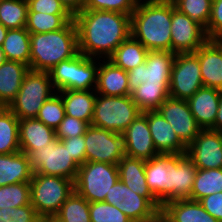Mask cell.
I'll use <instances>...</instances> for the list:
<instances>
[{
  "label": "cell",
  "instance_id": "38",
  "mask_svg": "<svg viewBox=\"0 0 222 222\" xmlns=\"http://www.w3.org/2000/svg\"><path fill=\"white\" fill-rule=\"evenodd\" d=\"M213 0H175V9L186 14L205 29L210 19Z\"/></svg>",
  "mask_w": 222,
  "mask_h": 222
},
{
  "label": "cell",
  "instance_id": "36",
  "mask_svg": "<svg viewBox=\"0 0 222 222\" xmlns=\"http://www.w3.org/2000/svg\"><path fill=\"white\" fill-rule=\"evenodd\" d=\"M54 218L59 222H91L89 202L74 190Z\"/></svg>",
  "mask_w": 222,
  "mask_h": 222
},
{
  "label": "cell",
  "instance_id": "19",
  "mask_svg": "<svg viewBox=\"0 0 222 222\" xmlns=\"http://www.w3.org/2000/svg\"><path fill=\"white\" fill-rule=\"evenodd\" d=\"M221 90L202 86L187 99L191 113L202 129L215 131V119L219 108Z\"/></svg>",
  "mask_w": 222,
  "mask_h": 222
},
{
  "label": "cell",
  "instance_id": "10",
  "mask_svg": "<svg viewBox=\"0 0 222 222\" xmlns=\"http://www.w3.org/2000/svg\"><path fill=\"white\" fill-rule=\"evenodd\" d=\"M85 137L86 162L117 165L125 156L122 134L90 125Z\"/></svg>",
  "mask_w": 222,
  "mask_h": 222
},
{
  "label": "cell",
  "instance_id": "30",
  "mask_svg": "<svg viewBox=\"0 0 222 222\" xmlns=\"http://www.w3.org/2000/svg\"><path fill=\"white\" fill-rule=\"evenodd\" d=\"M170 83H142L131 92L141 112L154 111L169 97Z\"/></svg>",
  "mask_w": 222,
  "mask_h": 222
},
{
  "label": "cell",
  "instance_id": "54",
  "mask_svg": "<svg viewBox=\"0 0 222 222\" xmlns=\"http://www.w3.org/2000/svg\"><path fill=\"white\" fill-rule=\"evenodd\" d=\"M222 50V36L212 39Z\"/></svg>",
  "mask_w": 222,
  "mask_h": 222
},
{
  "label": "cell",
  "instance_id": "46",
  "mask_svg": "<svg viewBox=\"0 0 222 222\" xmlns=\"http://www.w3.org/2000/svg\"><path fill=\"white\" fill-rule=\"evenodd\" d=\"M28 12L71 14L60 0H27Z\"/></svg>",
  "mask_w": 222,
  "mask_h": 222
},
{
  "label": "cell",
  "instance_id": "28",
  "mask_svg": "<svg viewBox=\"0 0 222 222\" xmlns=\"http://www.w3.org/2000/svg\"><path fill=\"white\" fill-rule=\"evenodd\" d=\"M146 182L154 197L165 204V185L168 178V154H159L145 161Z\"/></svg>",
  "mask_w": 222,
  "mask_h": 222
},
{
  "label": "cell",
  "instance_id": "17",
  "mask_svg": "<svg viewBox=\"0 0 222 222\" xmlns=\"http://www.w3.org/2000/svg\"><path fill=\"white\" fill-rule=\"evenodd\" d=\"M125 156L150 160L159 155L148 125L147 116L142 112L122 133Z\"/></svg>",
  "mask_w": 222,
  "mask_h": 222
},
{
  "label": "cell",
  "instance_id": "34",
  "mask_svg": "<svg viewBox=\"0 0 222 222\" xmlns=\"http://www.w3.org/2000/svg\"><path fill=\"white\" fill-rule=\"evenodd\" d=\"M222 192V168L197 169L191 195L188 199L200 201L214 193Z\"/></svg>",
  "mask_w": 222,
  "mask_h": 222
},
{
  "label": "cell",
  "instance_id": "9",
  "mask_svg": "<svg viewBox=\"0 0 222 222\" xmlns=\"http://www.w3.org/2000/svg\"><path fill=\"white\" fill-rule=\"evenodd\" d=\"M202 86L197 55L194 52L176 54L171 69L169 96L187 100Z\"/></svg>",
  "mask_w": 222,
  "mask_h": 222
},
{
  "label": "cell",
  "instance_id": "5",
  "mask_svg": "<svg viewBox=\"0 0 222 222\" xmlns=\"http://www.w3.org/2000/svg\"><path fill=\"white\" fill-rule=\"evenodd\" d=\"M140 113L131 95L105 96L96 93L91 125L122 134Z\"/></svg>",
  "mask_w": 222,
  "mask_h": 222
},
{
  "label": "cell",
  "instance_id": "48",
  "mask_svg": "<svg viewBox=\"0 0 222 222\" xmlns=\"http://www.w3.org/2000/svg\"><path fill=\"white\" fill-rule=\"evenodd\" d=\"M72 156V159L81 166L86 162L85 137L84 135L74 136L69 139L59 140Z\"/></svg>",
  "mask_w": 222,
  "mask_h": 222
},
{
  "label": "cell",
  "instance_id": "56",
  "mask_svg": "<svg viewBox=\"0 0 222 222\" xmlns=\"http://www.w3.org/2000/svg\"><path fill=\"white\" fill-rule=\"evenodd\" d=\"M145 222H161V211L157 217L153 218L152 220L145 221Z\"/></svg>",
  "mask_w": 222,
  "mask_h": 222
},
{
  "label": "cell",
  "instance_id": "53",
  "mask_svg": "<svg viewBox=\"0 0 222 222\" xmlns=\"http://www.w3.org/2000/svg\"><path fill=\"white\" fill-rule=\"evenodd\" d=\"M6 60H7V59H6V57H5L3 48H2V46H0V65L3 64Z\"/></svg>",
  "mask_w": 222,
  "mask_h": 222
},
{
  "label": "cell",
  "instance_id": "1",
  "mask_svg": "<svg viewBox=\"0 0 222 222\" xmlns=\"http://www.w3.org/2000/svg\"><path fill=\"white\" fill-rule=\"evenodd\" d=\"M79 53L95 59H109L131 36V16L105 10L83 9L73 18Z\"/></svg>",
  "mask_w": 222,
  "mask_h": 222
},
{
  "label": "cell",
  "instance_id": "45",
  "mask_svg": "<svg viewBox=\"0 0 222 222\" xmlns=\"http://www.w3.org/2000/svg\"><path fill=\"white\" fill-rule=\"evenodd\" d=\"M89 126L90 124L88 122L65 115L59 127L55 130L56 138L62 140L84 135Z\"/></svg>",
  "mask_w": 222,
  "mask_h": 222
},
{
  "label": "cell",
  "instance_id": "52",
  "mask_svg": "<svg viewBox=\"0 0 222 222\" xmlns=\"http://www.w3.org/2000/svg\"><path fill=\"white\" fill-rule=\"evenodd\" d=\"M8 29L5 28L1 23H0V46L3 45L6 33H7Z\"/></svg>",
  "mask_w": 222,
  "mask_h": 222
},
{
  "label": "cell",
  "instance_id": "18",
  "mask_svg": "<svg viewBox=\"0 0 222 222\" xmlns=\"http://www.w3.org/2000/svg\"><path fill=\"white\" fill-rule=\"evenodd\" d=\"M147 116L151 137L159 154H185L187 146L179 139L169 122L157 111L143 112Z\"/></svg>",
  "mask_w": 222,
  "mask_h": 222
},
{
  "label": "cell",
  "instance_id": "16",
  "mask_svg": "<svg viewBox=\"0 0 222 222\" xmlns=\"http://www.w3.org/2000/svg\"><path fill=\"white\" fill-rule=\"evenodd\" d=\"M157 111L169 122L179 139L188 146L202 128L197 124L185 99L168 97Z\"/></svg>",
  "mask_w": 222,
  "mask_h": 222
},
{
  "label": "cell",
  "instance_id": "24",
  "mask_svg": "<svg viewBox=\"0 0 222 222\" xmlns=\"http://www.w3.org/2000/svg\"><path fill=\"white\" fill-rule=\"evenodd\" d=\"M161 212L171 222H219L199 201L175 199L162 205Z\"/></svg>",
  "mask_w": 222,
  "mask_h": 222
},
{
  "label": "cell",
  "instance_id": "49",
  "mask_svg": "<svg viewBox=\"0 0 222 222\" xmlns=\"http://www.w3.org/2000/svg\"><path fill=\"white\" fill-rule=\"evenodd\" d=\"M199 202L208 213L219 222H222V192L206 196Z\"/></svg>",
  "mask_w": 222,
  "mask_h": 222
},
{
  "label": "cell",
  "instance_id": "32",
  "mask_svg": "<svg viewBox=\"0 0 222 222\" xmlns=\"http://www.w3.org/2000/svg\"><path fill=\"white\" fill-rule=\"evenodd\" d=\"M99 59L78 53L74 57L73 90H95Z\"/></svg>",
  "mask_w": 222,
  "mask_h": 222
},
{
  "label": "cell",
  "instance_id": "58",
  "mask_svg": "<svg viewBox=\"0 0 222 222\" xmlns=\"http://www.w3.org/2000/svg\"><path fill=\"white\" fill-rule=\"evenodd\" d=\"M156 1H161V2H174L175 0H156Z\"/></svg>",
  "mask_w": 222,
  "mask_h": 222
},
{
  "label": "cell",
  "instance_id": "3",
  "mask_svg": "<svg viewBox=\"0 0 222 222\" xmlns=\"http://www.w3.org/2000/svg\"><path fill=\"white\" fill-rule=\"evenodd\" d=\"M79 53L74 20L63 28L46 33L30 34V70L48 72L58 63Z\"/></svg>",
  "mask_w": 222,
  "mask_h": 222
},
{
  "label": "cell",
  "instance_id": "55",
  "mask_svg": "<svg viewBox=\"0 0 222 222\" xmlns=\"http://www.w3.org/2000/svg\"><path fill=\"white\" fill-rule=\"evenodd\" d=\"M41 222H59L54 217L43 218Z\"/></svg>",
  "mask_w": 222,
  "mask_h": 222
},
{
  "label": "cell",
  "instance_id": "42",
  "mask_svg": "<svg viewBox=\"0 0 222 222\" xmlns=\"http://www.w3.org/2000/svg\"><path fill=\"white\" fill-rule=\"evenodd\" d=\"M48 73L56 92L73 90L74 57L58 63Z\"/></svg>",
  "mask_w": 222,
  "mask_h": 222
},
{
  "label": "cell",
  "instance_id": "37",
  "mask_svg": "<svg viewBox=\"0 0 222 222\" xmlns=\"http://www.w3.org/2000/svg\"><path fill=\"white\" fill-rule=\"evenodd\" d=\"M27 0H0V23L7 29L26 27Z\"/></svg>",
  "mask_w": 222,
  "mask_h": 222
},
{
  "label": "cell",
  "instance_id": "15",
  "mask_svg": "<svg viewBox=\"0 0 222 222\" xmlns=\"http://www.w3.org/2000/svg\"><path fill=\"white\" fill-rule=\"evenodd\" d=\"M186 155L197 169L222 168V132L202 129L187 146Z\"/></svg>",
  "mask_w": 222,
  "mask_h": 222
},
{
  "label": "cell",
  "instance_id": "57",
  "mask_svg": "<svg viewBox=\"0 0 222 222\" xmlns=\"http://www.w3.org/2000/svg\"><path fill=\"white\" fill-rule=\"evenodd\" d=\"M161 222H171V221L161 212Z\"/></svg>",
  "mask_w": 222,
  "mask_h": 222
},
{
  "label": "cell",
  "instance_id": "26",
  "mask_svg": "<svg viewBox=\"0 0 222 222\" xmlns=\"http://www.w3.org/2000/svg\"><path fill=\"white\" fill-rule=\"evenodd\" d=\"M30 67L17 61L6 60L0 65V104L8 107L18 94Z\"/></svg>",
  "mask_w": 222,
  "mask_h": 222
},
{
  "label": "cell",
  "instance_id": "4",
  "mask_svg": "<svg viewBox=\"0 0 222 222\" xmlns=\"http://www.w3.org/2000/svg\"><path fill=\"white\" fill-rule=\"evenodd\" d=\"M29 184L31 205L42 219L54 217L74 191V181L53 175L33 174Z\"/></svg>",
  "mask_w": 222,
  "mask_h": 222
},
{
  "label": "cell",
  "instance_id": "35",
  "mask_svg": "<svg viewBox=\"0 0 222 222\" xmlns=\"http://www.w3.org/2000/svg\"><path fill=\"white\" fill-rule=\"evenodd\" d=\"M72 14H46L40 12H27L26 29L30 34L57 31L68 22L73 21Z\"/></svg>",
  "mask_w": 222,
  "mask_h": 222
},
{
  "label": "cell",
  "instance_id": "25",
  "mask_svg": "<svg viewBox=\"0 0 222 222\" xmlns=\"http://www.w3.org/2000/svg\"><path fill=\"white\" fill-rule=\"evenodd\" d=\"M33 171L29 156L21 151L0 154V187L14 183H30Z\"/></svg>",
  "mask_w": 222,
  "mask_h": 222
},
{
  "label": "cell",
  "instance_id": "27",
  "mask_svg": "<svg viewBox=\"0 0 222 222\" xmlns=\"http://www.w3.org/2000/svg\"><path fill=\"white\" fill-rule=\"evenodd\" d=\"M58 93L61 95L66 115L91 125L96 99L95 90H64Z\"/></svg>",
  "mask_w": 222,
  "mask_h": 222
},
{
  "label": "cell",
  "instance_id": "40",
  "mask_svg": "<svg viewBox=\"0 0 222 222\" xmlns=\"http://www.w3.org/2000/svg\"><path fill=\"white\" fill-rule=\"evenodd\" d=\"M65 115V108L61 95L56 92L44 102L36 118L48 127L56 130Z\"/></svg>",
  "mask_w": 222,
  "mask_h": 222
},
{
  "label": "cell",
  "instance_id": "8",
  "mask_svg": "<svg viewBox=\"0 0 222 222\" xmlns=\"http://www.w3.org/2000/svg\"><path fill=\"white\" fill-rule=\"evenodd\" d=\"M28 156L33 174L59 176L72 181L77 177L79 165L58 138Z\"/></svg>",
  "mask_w": 222,
  "mask_h": 222
},
{
  "label": "cell",
  "instance_id": "47",
  "mask_svg": "<svg viewBox=\"0 0 222 222\" xmlns=\"http://www.w3.org/2000/svg\"><path fill=\"white\" fill-rule=\"evenodd\" d=\"M208 39L222 36V0H213L211 15L205 29Z\"/></svg>",
  "mask_w": 222,
  "mask_h": 222
},
{
  "label": "cell",
  "instance_id": "12",
  "mask_svg": "<svg viewBox=\"0 0 222 222\" xmlns=\"http://www.w3.org/2000/svg\"><path fill=\"white\" fill-rule=\"evenodd\" d=\"M175 56L167 51H148L145 63L127 72L129 91H134L145 82L170 83Z\"/></svg>",
  "mask_w": 222,
  "mask_h": 222
},
{
  "label": "cell",
  "instance_id": "21",
  "mask_svg": "<svg viewBox=\"0 0 222 222\" xmlns=\"http://www.w3.org/2000/svg\"><path fill=\"white\" fill-rule=\"evenodd\" d=\"M200 63L203 86L222 91V50L208 39L194 52Z\"/></svg>",
  "mask_w": 222,
  "mask_h": 222
},
{
  "label": "cell",
  "instance_id": "13",
  "mask_svg": "<svg viewBox=\"0 0 222 222\" xmlns=\"http://www.w3.org/2000/svg\"><path fill=\"white\" fill-rule=\"evenodd\" d=\"M170 27L171 52L174 54L195 52L208 40L205 28L175 9L173 2Z\"/></svg>",
  "mask_w": 222,
  "mask_h": 222
},
{
  "label": "cell",
  "instance_id": "6",
  "mask_svg": "<svg viewBox=\"0 0 222 222\" xmlns=\"http://www.w3.org/2000/svg\"><path fill=\"white\" fill-rule=\"evenodd\" d=\"M55 93L48 72L29 70L8 108L19 120L36 118L44 102Z\"/></svg>",
  "mask_w": 222,
  "mask_h": 222
},
{
  "label": "cell",
  "instance_id": "51",
  "mask_svg": "<svg viewBox=\"0 0 222 222\" xmlns=\"http://www.w3.org/2000/svg\"><path fill=\"white\" fill-rule=\"evenodd\" d=\"M215 131L222 132V92L219 100V108L215 119Z\"/></svg>",
  "mask_w": 222,
  "mask_h": 222
},
{
  "label": "cell",
  "instance_id": "43",
  "mask_svg": "<svg viewBox=\"0 0 222 222\" xmlns=\"http://www.w3.org/2000/svg\"><path fill=\"white\" fill-rule=\"evenodd\" d=\"M139 0H85L83 9L105 10L131 16Z\"/></svg>",
  "mask_w": 222,
  "mask_h": 222
},
{
  "label": "cell",
  "instance_id": "44",
  "mask_svg": "<svg viewBox=\"0 0 222 222\" xmlns=\"http://www.w3.org/2000/svg\"><path fill=\"white\" fill-rule=\"evenodd\" d=\"M31 204L15 208H0V222H41Z\"/></svg>",
  "mask_w": 222,
  "mask_h": 222
},
{
  "label": "cell",
  "instance_id": "2",
  "mask_svg": "<svg viewBox=\"0 0 222 222\" xmlns=\"http://www.w3.org/2000/svg\"><path fill=\"white\" fill-rule=\"evenodd\" d=\"M172 2L139 0L131 14V36L148 51L171 52Z\"/></svg>",
  "mask_w": 222,
  "mask_h": 222
},
{
  "label": "cell",
  "instance_id": "23",
  "mask_svg": "<svg viewBox=\"0 0 222 222\" xmlns=\"http://www.w3.org/2000/svg\"><path fill=\"white\" fill-rule=\"evenodd\" d=\"M18 135L20 151L27 155L47 146L56 138L55 130L37 118L19 120Z\"/></svg>",
  "mask_w": 222,
  "mask_h": 222
},
{
  "label": "cell",
  "instance_id": "41",
  "mask_svg": "<svg viewBox=\"0 0 222 222\" xmlns=\"http://www.w3.org/2000/svg\"><path fill=\"white\" fill-rule=\"evenodd\" d=\"M91 222H133L121 210L104 201L89 203Z\"/></svg>",
  "mask_w": 222,
  "mask_h": 222
},
{
  "label": "cell",
  "instance_id": "11",
  "mask_svg": "<svg viewBox=\"0 0 222 222\" xmlns=\"http://www.w3.org/2000/svg\"><path fill=\"white\" fill-rule=\"evenodd\" d=\"M104 202L117 207L133 222L149 221L160 214L146 197L134 193L121 180L111 187Z\"/></svg>",
  "mask_w": 222,
  "mask_h": 222
},
{
  "label": "cell",
  "instance_id": "50",
  "mask_svg": "<svg viewBox=\"0 0 222 222\" xmlns=\"http://www.w3.org/2000/svg\"><path fill=\"white\" fill-rule=\"evenodd\" d=\"M65 8L74 16L83 10L85 0H60Z\"/></svg>",
  "mask_w": 222,
  "mask_h": 222
},
{
  "label": "cell",
  "instance_id": "22",
  "mask_svg": "<svg viewBox=\"0 0 222 222\" xmlns=\"http://www.w3.org/2000/svg\"><path fill=\"white\" fill-rule=\"evenodd\" d=\"M95 91L105 96L131 95L127 72L109 59H99Z\"/></svg>",
  "mask_w": 222,
  "mask_h": 222
},
{
  "label": "cell",
  "instance_id": "20",
  "mask_svg": "<svg viewBox=\"0 0 222 222\" xmlns=\"http://www.w3.org/2000/svg\"><path fill=\"white\" fill-rule=\"evenodd\" d=\"M145 161L124 156L117 164L119 180L134 193L146 197L159 211L161 203L154 197L146 182Z\"/></svg>",
  "mask_w": 222,
  "mask_h": 222
},
{
  "label": "cell",
  "instance_id": "33",
  "mask_svg": "<svg viewBox=\"0 0 222 222\" xmlns=\"http://www.w3.org/2000/svg\"><path fill=\"white\" fill-rule=\"evenodd\" d=\"M19 119L8 107L0 109V154L20 151Z\"/></svg>",
  "mask_w": 222,
  "mask_h": 222
},
{
  "label": "cell",
  "instance_id": "14",
  "mask_svg": "<svg viewBox=\"0 0 222 222\" xmlns=\"http://www.w3.org/2000/svg\"><path fill=\"white\" fill-rule=\"evenodd\" d=\"M197 167L185 154H168V178L165 185V203L186 199L191 195Z\"/></svg>",
  "mask_w": 222,
  "mask_h": 222
},
{
  "label": "cell",
  "instance_id": "7",
  "mask_svg": "<svg viewBox=\"0 0 222 222\" xmlns=\"http://www.w3.org/2000/svg\"><path fill=\"white\" fill-rule=\"evenodd\" d=\"M119 180L117 165L106 162H85L79 166L74 190L90 202L104 201L111 187Z\"/></svg>",
  "mask_w": 222,
  "mask_h": 222
},
{
  "label": "cell",
  "instance_id": "31",
  "mask_svg": "<svg viewBox=\"0 0 222 222\" xmlns=\"http://www.w3.org/2000/svg\"><path fill=\"white\" fill-rule=\"evenodd\" d=\"M148 50L132 36L123 41L109 58L116 66L126 72L145 63Z\"/></svg>",
  "mask_w": 222,
  "mask_h": 222
},
{
  "label": "cell",
  "instance_id": "39",
  "mask_svg": "<svg viewBox=\"0 0 222 222\" xmlns=\"http://www.w3.org/2000/svg\"><path fill=\"white\" fill-rule=\"evenodd\" d=\"M27 204H31L29 183H14L0 187V208H15Z\"/></svg>",
  "mask_w": 222,
  "mask_h": 222
},
{
  "label": "cell",
  "instance_id": "29",
  "mask_svg": "<svg viewBox=\"0 0 222 222\" xmlns=\"http://www.w3.org/2000/svg\"><path fill=\"white\" fill-rule=\"evenodd\" d=\"M2 48L7 60L30 66V33L25 27L8 29Z\"/></svg>",
  "mask_w": 222,
  "mask_h": 222
}]
</instances>
